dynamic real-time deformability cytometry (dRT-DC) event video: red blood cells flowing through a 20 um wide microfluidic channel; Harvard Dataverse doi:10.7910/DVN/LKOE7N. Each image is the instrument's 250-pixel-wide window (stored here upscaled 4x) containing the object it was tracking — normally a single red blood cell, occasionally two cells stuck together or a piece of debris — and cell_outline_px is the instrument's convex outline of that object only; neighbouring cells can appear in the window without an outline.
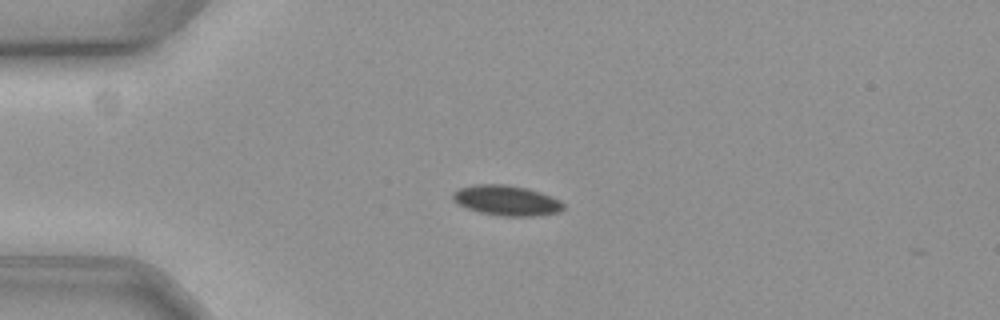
{"species": "common noctule bat (a hibernating species)", "species_latin": "Nyctalus noctula", "temperature_condition": "cold", "stored_images_in_passage": 60, "camera_frame_rate_fps": 3000, "um_per_image_px": 0.085, "animal": {"sex": "female", "body_mass_g": 19.3, "forearm_length_mm": 54.1}, "frame": {"image": 1, "passage_image": 15, "time_ms": 4.667, "image_size_px": [1000, 320], "cell_outline_px": [[564, 208], [560, 212], [540, 216], [500, 216], [480, 212], [456, 204], [452, 200], [452, 192], [460, 188], [476, 184], [504, 184], [528, 188], [552, 196], [560, 200], [564, 204]], "centroid_in_image_um": [43.07, 17.04], "position_along_channel_um": 41.9, "area_um2": 19.71}}
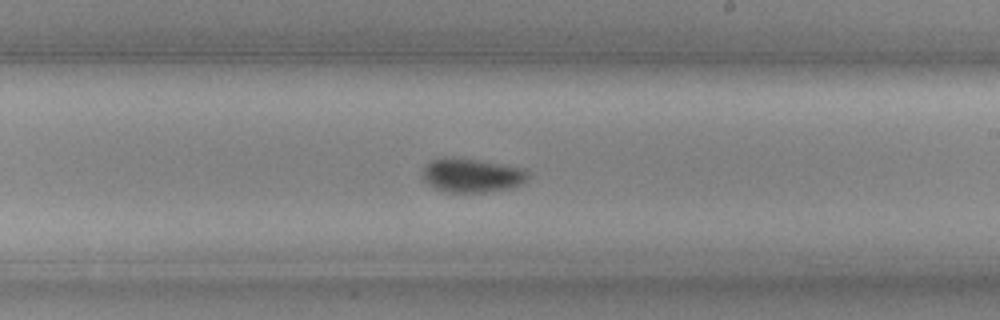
{"frame": {"image": 2, "passage_image": 35, "time_ms": 11.333, "image_size_px": [1000, 320], "cell_outline_px": [[528, 176], [520, 184], [512, 188], [484, 192], [444, 192], [428, 184], [420, 176], [424, 168], [432, 160], [472, 160], [528, 168]], "centroid_in_image_um": [40.14, 14.95], "position_along_channel_um": 248.9, "area_um2": 20.17}}
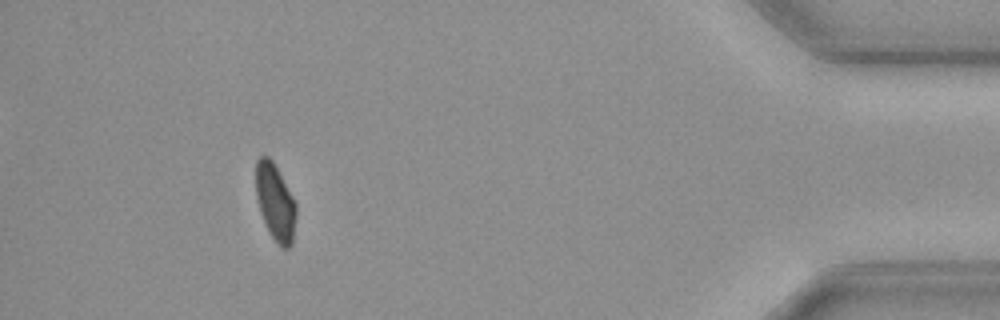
{"frame": {"image": 3, "passage_image": 54, "time_ms": 17.667, "image_size_px": [1000, 320], "cell_outline_px": [[296, 216], [292, 244], [288, 248], [284, 248], [276, 244], [268, 232], [264, 224], [260, 212], [256, 196], [256, 160], [260, 156], [268, 156], [272, 160], [292, 196], [296, 204]], "centroid_in_image_um": [23.38, 17.23], "position_along_channel_um": 411.8, "area_um2": 18.03}}